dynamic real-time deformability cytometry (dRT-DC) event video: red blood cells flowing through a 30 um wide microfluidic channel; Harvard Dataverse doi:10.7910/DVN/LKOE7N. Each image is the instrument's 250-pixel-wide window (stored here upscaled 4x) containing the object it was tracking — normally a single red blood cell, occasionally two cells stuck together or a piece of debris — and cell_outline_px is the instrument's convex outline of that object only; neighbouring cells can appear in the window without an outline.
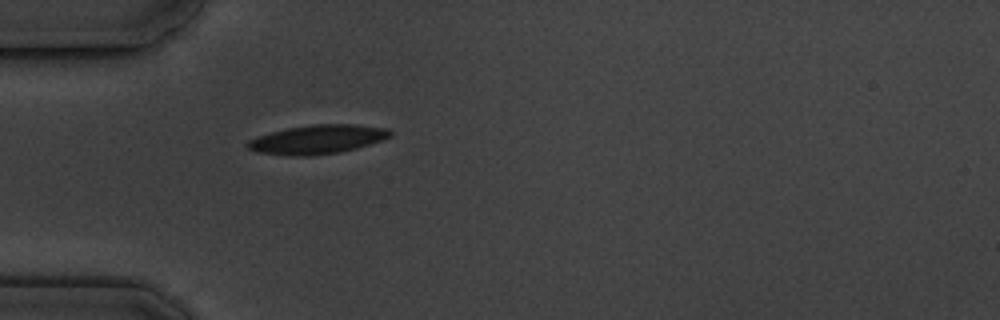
{"species": "common noctule bat (a hibernating species)", "species_latin": "Nyctalus noctula", "temperature_condition": "cold", "stored_images_in_passage": 1, "camera_frame_rate_fps": 3000, "um_per_image_px": 0.085, "animal": {"sex": "male", "body_mass_g": 19.5, "forearm_length_mm": 54.6}, "frame": {"image": 1, "passage_image": 1, "time_ms": 0.0, "image_size_px": [1000, 320], "cell_outline_px": [[392, 136], [384, 140], [356, 148], [340, 152], [312, 156], [288, 156], [256, 152], [248, 148], [244, 144], [248, 140], [256, 136], [288, 128], [312, 124], [356, 124], [388, 128], [392, 132]], "centroid_in_image_um": [26.98, 11.85], "position_along_channel_um": 58.0, "area_um2": 24.39}}